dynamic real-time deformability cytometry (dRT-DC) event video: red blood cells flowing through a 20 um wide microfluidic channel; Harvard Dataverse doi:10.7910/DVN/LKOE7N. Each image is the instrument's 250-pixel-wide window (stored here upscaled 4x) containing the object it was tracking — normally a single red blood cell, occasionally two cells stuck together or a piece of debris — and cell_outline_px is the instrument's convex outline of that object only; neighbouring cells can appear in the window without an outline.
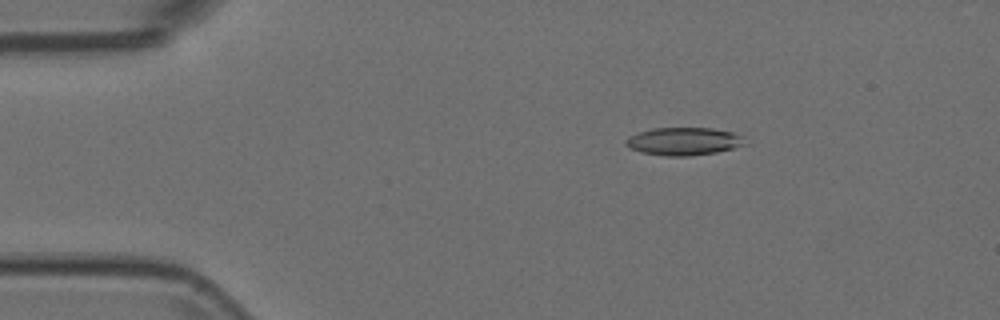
{"species": "Egyptian fruit bat (a non-hibernating species)", "species_latin": "Rousettus aegyptiacus", "temperature_condition": "room temperature", "stored_images_in_passage": 54, "camera_frame_rate_fps": 3000, "um_per_image_px": 0.085, "animal": {"sex": "female"}, "frame": {"image": 1, "passage_image": 9, "time_ms": 2.667, "image_size_px": [1000, 320], "cell_outline_px": [[752, 144], [716, 152], [688, 156], [664, 156], [640, 152], [628, 148], [624, 144], [624, 140], [628, 136], [636, 132], [652, 128], [712, 128], [732, 132], [744, 136]], "centroid_in_image_um": [58.14, 12.01], "position_along_channel_um": 26.9, "area_um2": 19.88}}
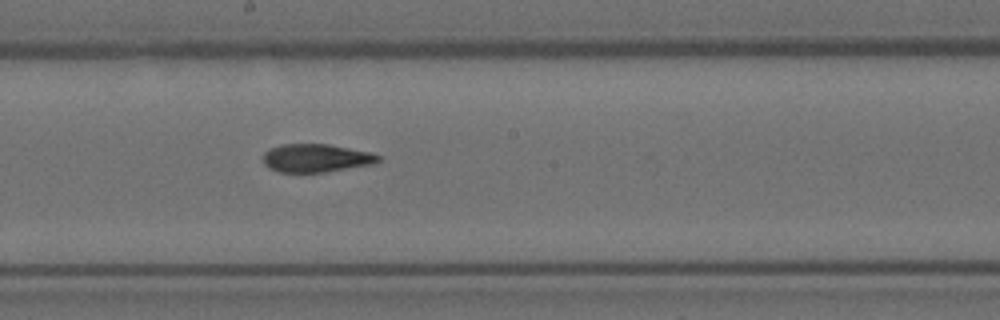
{"frame": {"image": 2, "passage_image": 29, "time_ms": 9.333, "image_size_px": [1000, 320], "cell_outline_px": [[380, 160], [376, 164], [324, 172], [280, 172], [268, 168], [264, 164], [264, 152], [268, 148], [280, 144], [328, 144], [372, 152], [380, 156]], "centroid_in_image_um": [26.88, 13.43], "position_along_channel_um": 221.3, "area_um2": 19.13}}
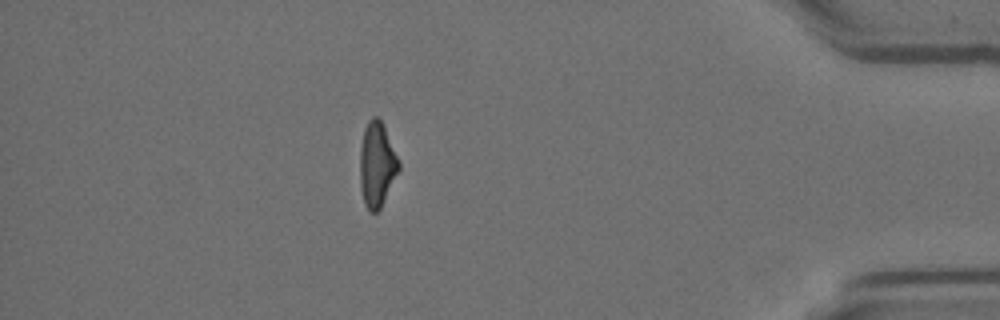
{"frame": {"image": 3, "passage_image": 47, "time_ms": 15.333, "image_size_px": [1000, 320], "cell_outline_px": [[400, 168], [380, 208], [376, 212], [372, 212], [364, 204], [360, 188], [360, 148], [364, 128], [368, 120], [372, 116], [376, 116], [380, 120], [400, 160]], "centroid_in_image_um": [32.03, 13.97], "position_along_channel_um": 403.2, "area_um2": 19.07}}